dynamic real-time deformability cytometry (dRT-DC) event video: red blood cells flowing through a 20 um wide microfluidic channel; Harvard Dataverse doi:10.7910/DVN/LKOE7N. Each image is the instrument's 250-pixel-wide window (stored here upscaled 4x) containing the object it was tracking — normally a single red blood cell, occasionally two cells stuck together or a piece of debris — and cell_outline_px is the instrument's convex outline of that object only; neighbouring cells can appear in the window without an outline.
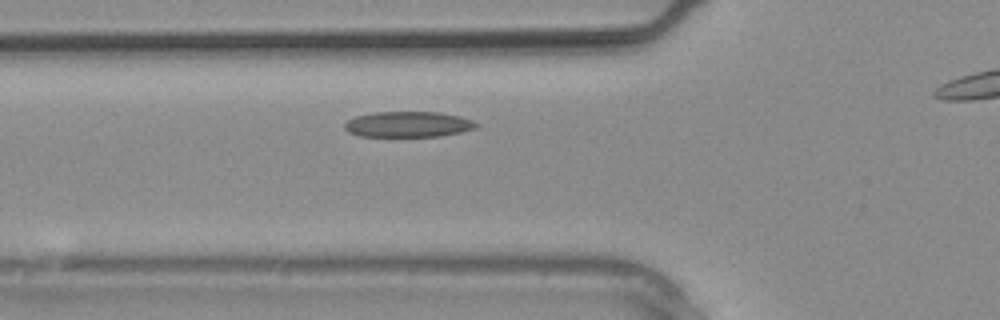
{"species": "common noctule bat (a hibernating species)", "species_latin": "Nyctalus noctula", "temperature_condition": "warm", "stored_images_in_passage": 7, "camera_frame_rate_fps": 3000, "um_per_image_px": 0.085, "animal": {"sex": "male", "body_mass_g": 20.4}, "frame": {"image": 1, "passage_image": 3, "time_ms": 0.667, "image_size_px": [1000, 320], "cell_outline_px": [[480, 124], [476, 128], [460, 132], [440, 136], [392, 140], [360, 136], [348, 132], [344, 128], [344, 124], [348, 120], [356, 116], [372, 112], [440, 112], [460, 116], [472, 120]], "centroid_in_image_um": [34.65, 10.62], "position_along_channel_um": 91.2, "area_um2": 20.87}}